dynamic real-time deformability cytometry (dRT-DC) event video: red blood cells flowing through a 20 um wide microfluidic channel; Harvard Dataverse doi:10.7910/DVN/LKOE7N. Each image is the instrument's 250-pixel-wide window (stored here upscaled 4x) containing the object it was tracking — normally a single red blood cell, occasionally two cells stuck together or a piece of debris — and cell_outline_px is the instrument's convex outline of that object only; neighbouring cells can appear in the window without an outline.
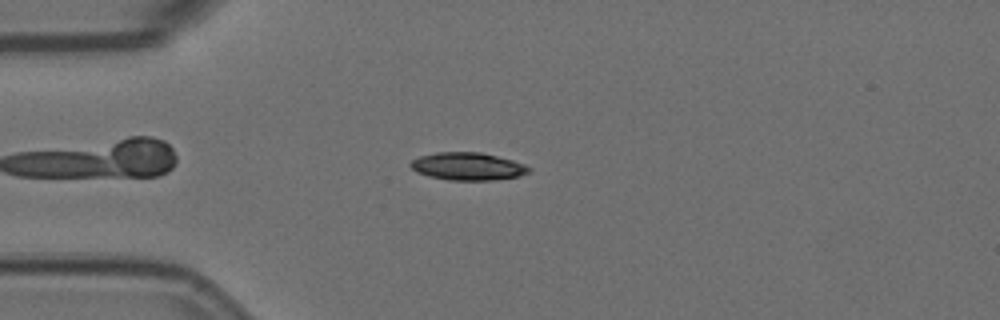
{"species": "Egyptian fruit bat (a non-hibernating species)", "species_latin": "Rousettus aegyptiacus", "temperature_condition": "room temperature", "stored_images_in_passage": 8, "camera_frame_rate_fps": 3000, "um_per_image_px": 0.085, "animal": {"sex": "female"}, "frame": {"image": 1, "passage_image": 4, "time_ms": 1.0, "image_size_px": [1000, 320], "cell_outline_px": [[532, 168], [528, 172], [520, 176], [492, 180], [448, 180], [428, 176], [416, 172], [408, 164], [412, 160], [420, 156], [436, 152], [480, 152], [512, 160], [524, 164]], "centroid_in_image_um": [39.74, 14.14], "position_along_channel_um": 45.3, "area_um2": 19.07}}
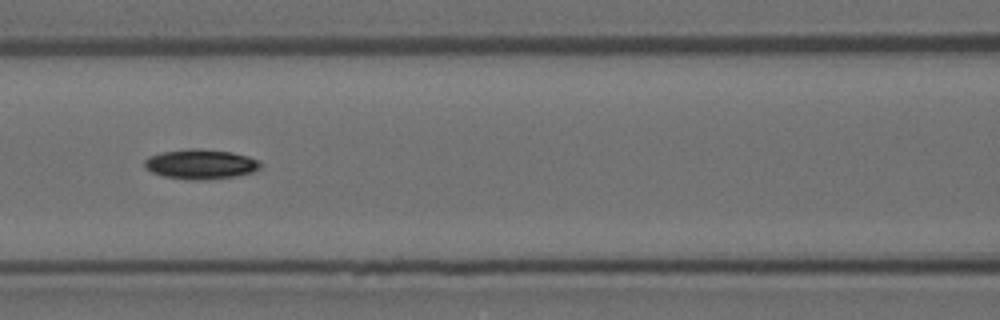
{"frame": {"image": 2, "passage_image": 7, "time_ms": 2.0, "image_size_px": [1000, 320], "cell_outline_px": [[260, 168], [252, 172], [236, 176], [204, 180], [192, 180], [164, 176], [152, 172], [144, 168], [144, 160], [148, 156], [164, 152], [192, 148], [232, 152], [248, 156], [260, 160]], "centroid_in_image_um": [17.05, 13.96], "position_along_channel_um": 149.5, "area_um2": 20.06}}
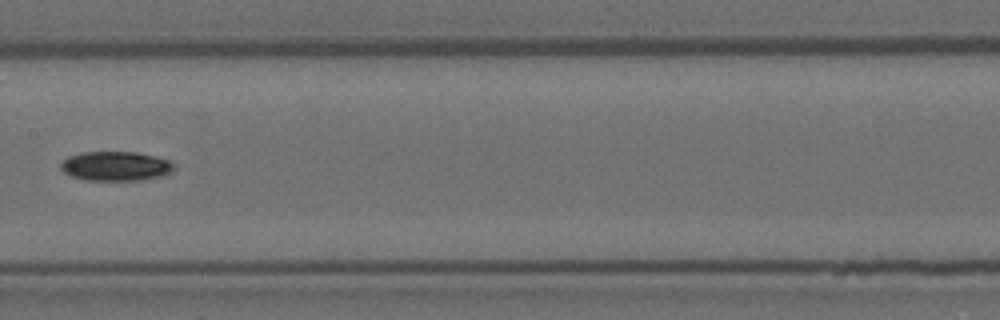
{"frame": {"image": 3, "passage_image": 8, "time_ms": 2.333, "image_size_px": [1000, 320], "cell_outline_px": [[172, 172], [164, 176], [140, 180], [88, 180], [72, 176], [64, 172], [60, 168], [60, 164], [68, 156], [80, 152], [136, 152], [156, 156], [168, 160], [172, 164]], "centroid_in_image_um": [9.82, 14.11], "position_along_channel_um": 197.6, "area_um2": 19.36}}